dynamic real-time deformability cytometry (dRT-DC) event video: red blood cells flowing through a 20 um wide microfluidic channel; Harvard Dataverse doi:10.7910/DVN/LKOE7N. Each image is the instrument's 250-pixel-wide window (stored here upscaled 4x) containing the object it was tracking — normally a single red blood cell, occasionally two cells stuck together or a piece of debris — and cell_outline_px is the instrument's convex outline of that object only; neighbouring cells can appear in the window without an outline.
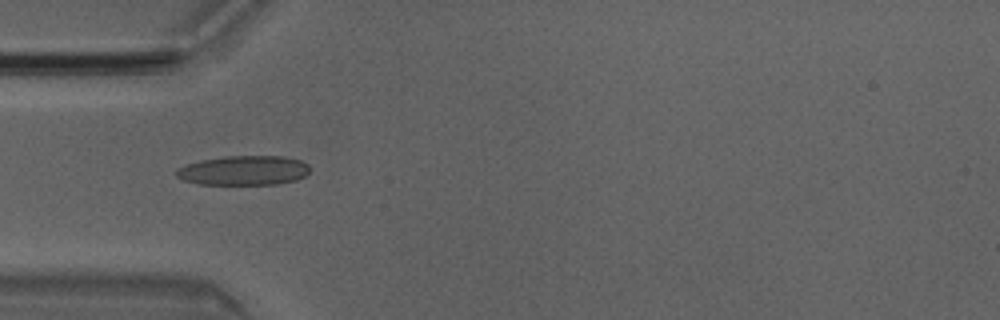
{"species": "Egyptian fruit bat (a non-hibernating species)", "species_latin": "Rousettus aegyptiacus", "temperature_condition": "room temperature", "stored_images_in_passage": 8, "camera_frame_rate_fps": 3000, "um_per_image_px": 0.085, "animal": {"sex": "male"}, "frame": {"image": 1, "passage_image": 5, "time_ms": 1.333, "image_size_px": [1000, 320], "cell_outline_px": [[308, 172], [304, 176], [296, 180], [280, 184], [200, 184], [184, 180], [176, 176], [176, 168], [184, 164], [200, 160], [224, 156], [284, 156], [300, 160], [308, 164]], "centroid_in_image_um": [20.69, 14.48], "position_along_channel_um": 64.3, "area_um2": 23.06}}